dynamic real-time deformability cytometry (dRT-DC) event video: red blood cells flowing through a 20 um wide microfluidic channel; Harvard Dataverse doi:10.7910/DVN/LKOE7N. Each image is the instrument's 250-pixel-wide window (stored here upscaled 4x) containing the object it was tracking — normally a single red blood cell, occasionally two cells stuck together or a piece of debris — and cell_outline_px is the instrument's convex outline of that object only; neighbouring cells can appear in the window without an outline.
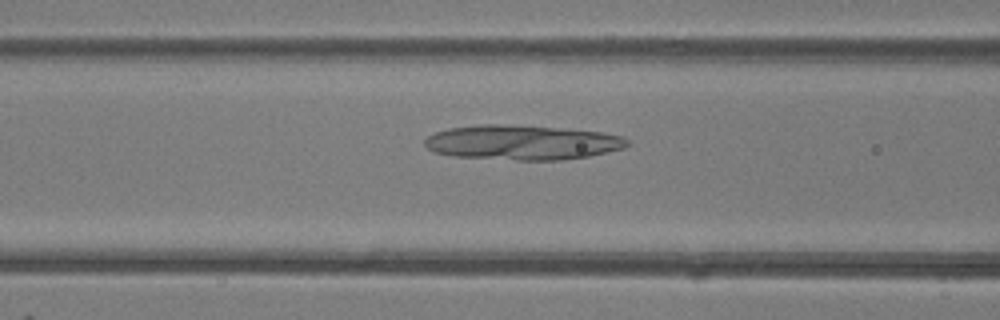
{"species": "common noctule bat (a hibernating species)", "species_latin": "Nyctalus noctula", "temperature_condition": "room temperature", "stored_images_in_passage": 41, "camera_frame_rate_fps": 3000, "um_per_image_px": 0.085, "animal": {"sex": "female"}, "frame": {"image": 1, "passage_image": 12, "time_ms": 3.667, "image_size_px": [1000, 320], "cell_outline_px": [[628, 144], [624, 148], [608, 152], [588, 156], [564, 160], [516, 160], [452, 156], [436, 152], [428, 148], [424, 144], [424, 140], [428, 136], [436, 132], [448, 128], [480, 124], [500, 124], [556, 128], [604, 132], [624, 136], [628, 140]], "centroid_in_image_um": [44.4, 12.11], "position_along_channel_um": 122.2, "area_um2": 40.98}}
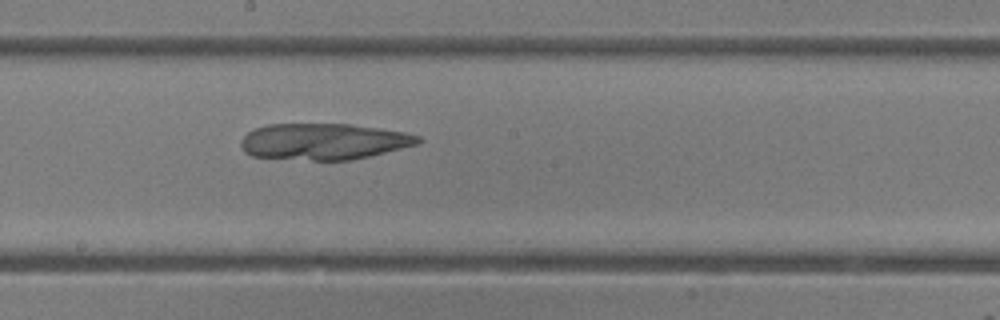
{"frame": {"image": 2, "passage_image": 19, "time_ms": 6.0, "image_size_px": [1000, 320], "cell_outline_px": [[424, 140], [420, 144], [352, 160], [312, 160], [252, 156], [244, 152], [240, 144], [240, 140], [248, 132], [256, 128], [268, 124], [352, 124], [408, 132], [420, 136]], "centroid_in_image_um": [27.57, 12.02], "position_along_channel_um": 220.6, "area_um2": 37.74}}
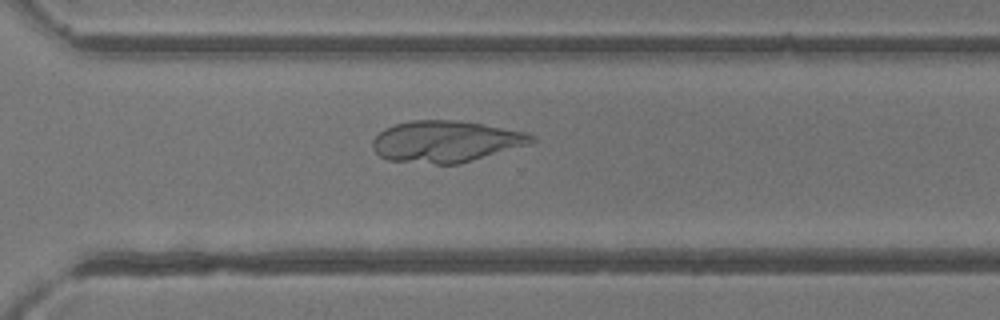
{"frame": {"image": 3, "passage_image": 27, "time_ms": 8.667, "image_size_px": [1000, 320], "cell_outline_px": [[536, 140], [532, 144], [460, 164], [436, 164], [388, 160], [380, 156], [372, 148], [372, 140], [384, 128], [396, 124], [412, 120], [460, 120], [484, 124], [528, 132], [536, 136]], "centroid_in_image_um": [37.95, 12.02], "position_along_channel_um": 332.6, "area_um2": 38.9}}